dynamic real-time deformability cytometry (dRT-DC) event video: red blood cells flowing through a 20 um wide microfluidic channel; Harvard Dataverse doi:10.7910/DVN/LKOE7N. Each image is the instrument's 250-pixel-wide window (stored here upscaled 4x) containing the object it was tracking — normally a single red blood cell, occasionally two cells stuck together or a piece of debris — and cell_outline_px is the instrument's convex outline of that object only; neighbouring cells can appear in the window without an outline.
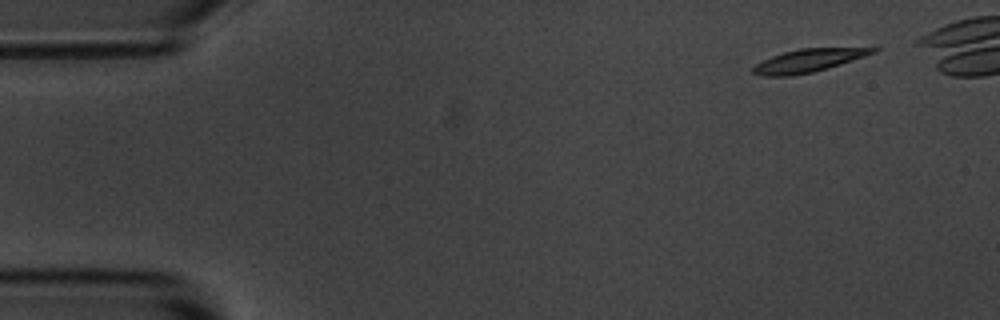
{"species": "common noctule bat (a hibernating species)", "species_latin": "Nyctalus noctula", "temperature_condition": "room temperature", "stored_images_in_passage": 5, "camera_frame_rate_fps": 3000, "um_per_image_px": 0.085, "animal": {"sex": "male", "body_mass_g": 20.1, "forearm_length_mm": 53.5}, "frame": {"image": 1, "passage_image": 1, "time_ms": 0.0, "image_size_px": [1000, 320], "cell_outline_px": [[880, 48], [876, 52], [828, 68], [812, 72], [792, 76], [760, 76], [752, 72], [752, 68], [756, 64], [772, 56], [784, 52], [800, 48]], "centroid_in_image_um": [68.66, 5.16], "position_along_channel_um": 16.3, "area_um2": 15.84}}